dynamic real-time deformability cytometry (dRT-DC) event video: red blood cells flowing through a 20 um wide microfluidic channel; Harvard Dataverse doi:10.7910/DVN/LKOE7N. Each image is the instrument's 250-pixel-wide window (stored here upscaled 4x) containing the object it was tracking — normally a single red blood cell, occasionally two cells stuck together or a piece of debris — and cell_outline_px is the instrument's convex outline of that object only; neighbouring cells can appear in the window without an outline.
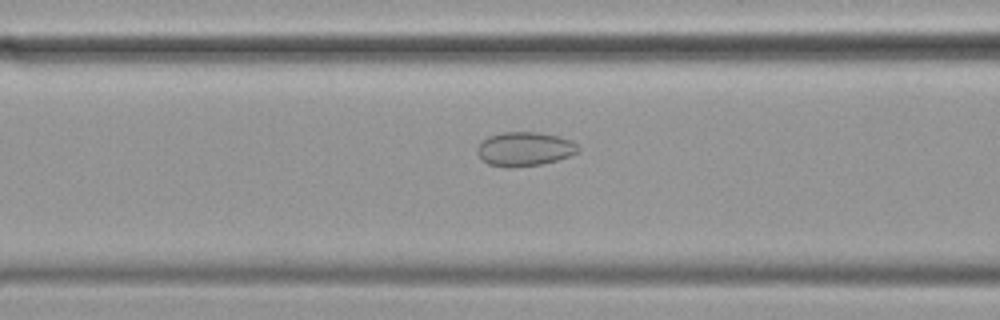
{"species": "common noctule bat (a hibernating species)", "species_latin": "Nyctalus noctula", "temperature_condition": "cold", "stored_images_in_passage": 52, "camera_frame_rate_fps": 3000, "um_per_image_px": 0.085, "animal": {"sex": "female", "body_mass_g": 19.9}, "frame": {"image": 1, "passage_image": 17, "time_ms": 5.333, "image_size_px": [1000, 320], "cell_outline_px": [[580, 152], [556, 160], [540, 164], [508, 168], [488, 164], [476, 152], [476, 148], [488, 136], [500, 132], [540, 132], [560, 136], [572, 140], [580, 148]], "centroid_in_image_um": [44.61, 12.65], "position_along_channel_um": 122.0, "area_um2": 20.11}}
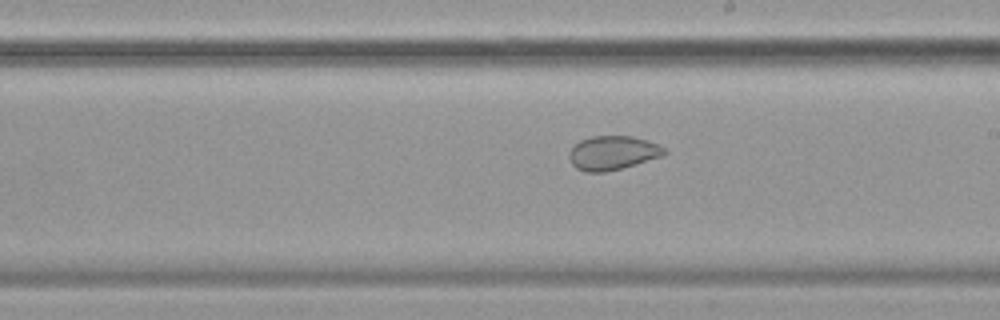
{"frame": {"image": 2, "passage_image": 27, "time_ms": 8.667, "image_size_px": [1000, 320], "cell_outline_px": [[668, 152], [664, 156], [636, 164], [604, 172], [584, 172], [576, 168], [572, 164], [568, 156], [568, 152], [580, 140], [592, 136], [632, 136], [648, 140], [660, 144]], "centroid_in_image_um": [52.1, 12.99], "position_along_channel_um": 236.9, "area_um2": 19.02}}
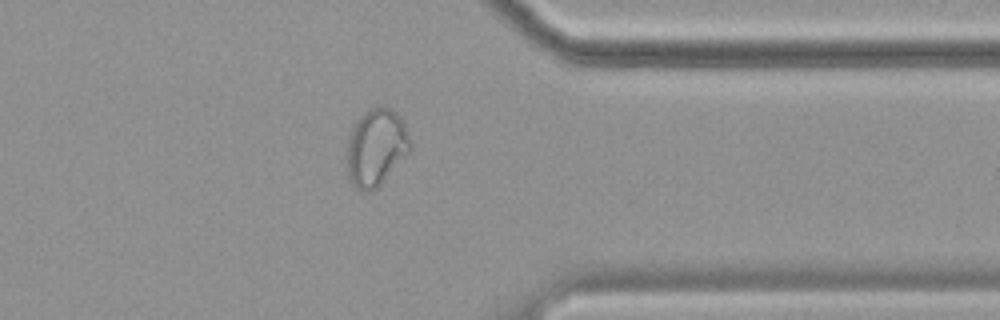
{"frame": {"image": 3, "passage_image": 40, "time_ms": 13.0, "image_size_px": [1000, 320], "cell_outline_px": [[412, 148], [380, 184], [376, 188], [364, 192], [356, 188], [348, 180], [348, 140], [352, 128], [356, 120], [364, 112], [372, 108], [392, 108], [400, 116], [404, 124], [412, 144]], "centroid_in_image_um": [31.97, 12.52], "position_along_channel_um": 379.4, "area_um2": 28.03}, "authors_computed_cell_mechanics": {"area_um2": 24.7095, "velocity_mm_per_s": 3.4554, "shape_relaxation_time_tau1_ms": null, "shape_relaxation_time_tau2_ms": 1.916, "deformation_change_tau1": null, "deformation_change_tau2": 0.0491}}